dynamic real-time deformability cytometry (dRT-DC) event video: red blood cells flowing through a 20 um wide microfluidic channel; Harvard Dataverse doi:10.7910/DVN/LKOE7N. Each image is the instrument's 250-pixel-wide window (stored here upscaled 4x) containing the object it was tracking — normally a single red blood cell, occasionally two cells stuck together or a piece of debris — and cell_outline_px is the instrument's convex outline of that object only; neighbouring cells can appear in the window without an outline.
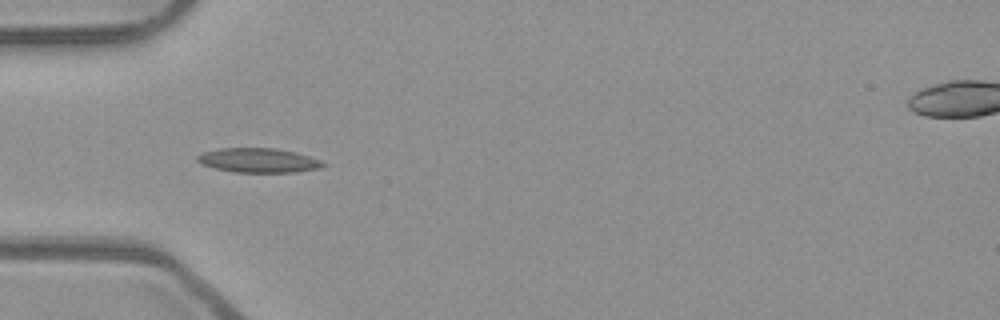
{"species": "common noctule bat (a hibernating species)", "species_latin": "Nyctalus noctula", "temperature_condition": "room temperature", "stored_images_in_passage": 37, "camera_frame_rate_fps": 3000, "um_per_image_px": 0.085, "animal": {"sex": "male", "body_mass_g": 23.1, "forearm_length_mm": 52.7}, "frame": {"image": 1, "passage_image": 1, "time_ms": 0.0, "image_size_px": [1000, 320], "cell_outline_px": [[328, 164], [320, 168], [296, 172], [236, 172], [216, 168], [204, 164], [196, 160], [196, 156], [204, 152], [220, 148], [276, 148], [296, 152], [320, 160]], "centroid_in_image_um": [22.01, 13.62], "position_along_channel_um": 63.0, "area_um2": 17.74}}
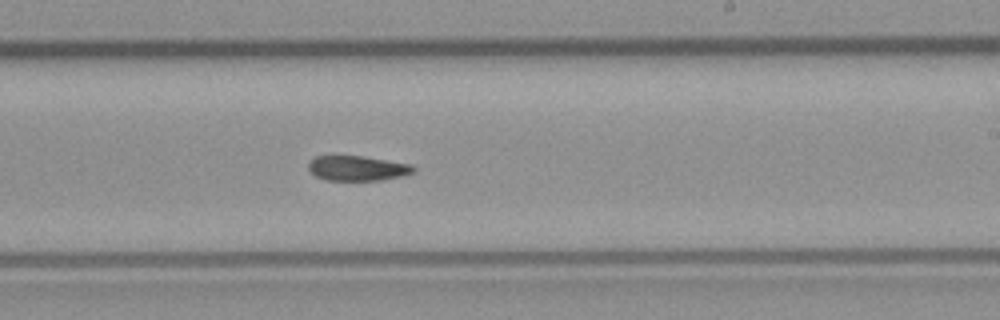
{"frame": {"image": 2, "passage_image": 16, "time_ms": 5.0, "image_size_px": [1000, 320], "cell_outline_px": [[416, 168], [412, 172], [400, 176], [380, 180], [328, 180], [316, 176], [308, 168], [308, 164], [316, 156], [364, 156], [412, 164]], "centroid_in_image_um": [30.39, 14.29], "position_along_channel_um": 258.6, "area_um2": 15.09}}
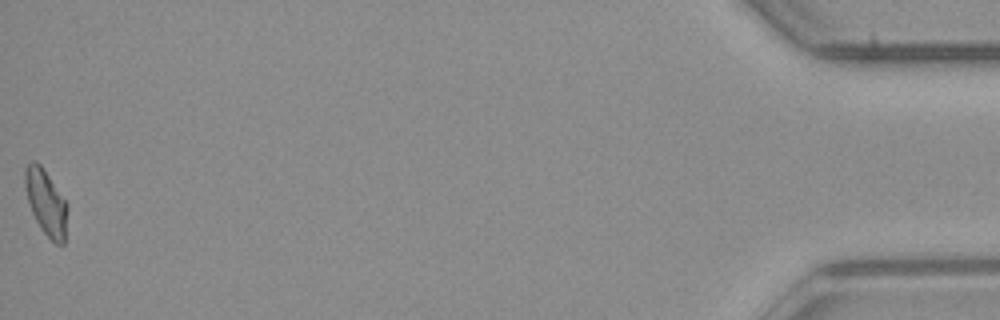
{"frame": {"image": 3, "passage_image": 37, "time_ms": 12.0, "image_size_px": [1000, 320], "cell_outline_px": [[68, 208], [64, 244], [56, 244], [40, 228], [32, 212], [28, 200], [24, 184], [24, 168], [32, 160], [36, 160], [40, 164], [68, 204]], "centroid_in_image_um": [3.91, 17.19], "position_along_channel_um": 431.3, "area_um2": 16.13}, "authors_computed_cell_mechanics": {"area_um2": 16.1262, "velocity_mm_per_s": 3.9354, "shape_relaxation_time_tau1_ms": 10.4271, "shape_relaxation_time_tau2_ms": null, "deformation_change_tau1": 0.2005, "deformation_change_tau2": null}}